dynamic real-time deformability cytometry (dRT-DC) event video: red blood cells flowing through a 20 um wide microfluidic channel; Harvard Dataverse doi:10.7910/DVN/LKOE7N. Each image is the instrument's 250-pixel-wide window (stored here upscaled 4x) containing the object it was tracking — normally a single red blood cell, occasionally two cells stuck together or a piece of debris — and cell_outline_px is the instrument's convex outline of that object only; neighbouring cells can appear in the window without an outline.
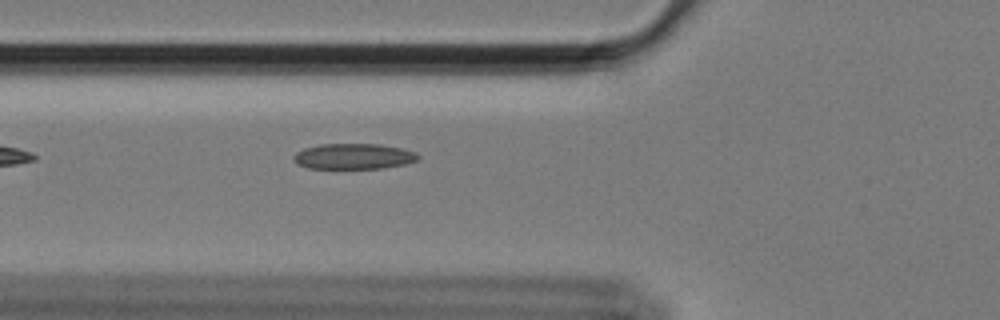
{"species": "Egyptian fruit bat (a non-hibernating species)", "species_latin": "Rousettus aegyptiacus", "temperature_condition": "cold", "stored_images_in_passage": 40, "camera_frame_rate_fps": 3000, "um_per_image_px": 0.085, "animal": {"sex": "female"}, "frame": {"image": 1, "passage_image": 6, "time_ms": 1.667, "image_size_px": [1000, 320], "cell_outline_px": [[420, 156], [416, 160], [404, 164], [380, 168], [308, 168], [300, 164], [292, 156], [296, 152], [304, 148], [320, 144], [380, 144], [404, 148], [416, 152]], "centroid_in_image_um": [30.08, 13.27], "position_along_channel_um": 95.7, "area_um2": 18.44}}
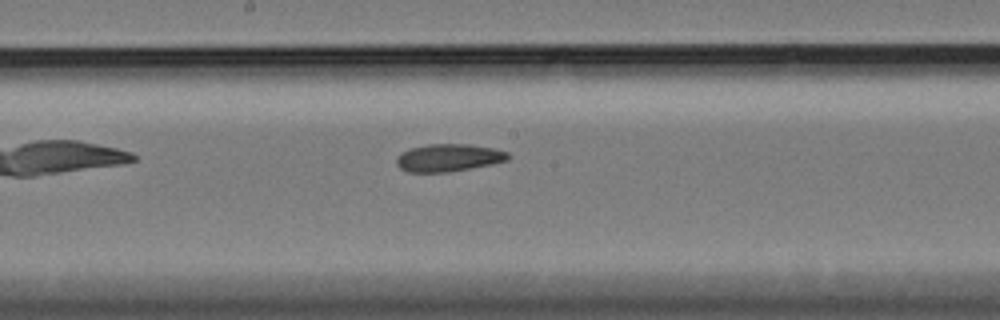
{"frame": {"image": 2, "passage_image": 16, "time_ms": 5.0, "image_size_px": [1000, 320], "cell_outline_px": [[512, 156], [508, 160], [492, 164], [448, 172], [408, 172], [400, 168], [396, 164], [396, 156], [400, 152], [408, 148], [428, 144], [468, 144], [496, 148], [508, 152]], "centroid_in_image_um": [38.12, 13.39], "position_along_channel_um": 210.1, "area_um2": 18.21}}
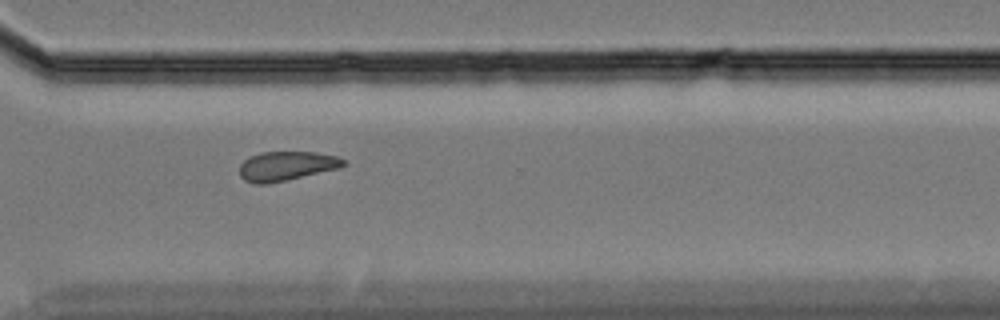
{"frame": {"image": 3, "passage_image": 28, "time_ms": 9.0, "image_size_px": [1000, 320], "cell_outline_px": [[348, 164], [340, 168], [268, 184], [252, 184], [244, 180], [240, 176], [240, 164], [248, 156], [260, 152], [316, 152], [336, 156], [344, 160]], "centroid_in_image_um": [24.33, 14.11], "position_along_channel_um": 346.3, "area_um2": 17.92}}